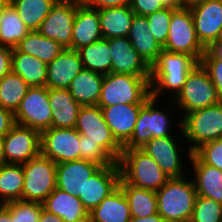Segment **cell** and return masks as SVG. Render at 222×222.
Here are the masks:
<instances>
[{
    "mask_svg": "<svg viewBox=\"0 0 222 222\" xmlns=\"http://www.w3.org/2000/svg\"><path fill=\"white\" fill-rule=\"evenodd\" d=\"M197 65L198 62L188 54L162 50L157 61L151 66V96L158 100L163 89L173 90V95L176 96L182 89L187 75Z\"/></svg>",
    "mask_w": 222,
    "mask_h": 222,
    "instance_id": "1",
    "label": "cell"
},
{
    "mask_svg": "<svg viewBox=\"0 0 222 222\" xmlns=\"http://www.w3.org/2000/svg\"><path fill=\"white\" fill-rule=\"evenodd\" d=\"M196 196L193 181L170 178L156 191L157 211L165 222H190Z\"/></svg>",
    "mask_w": 222,
    "mask_h": 222,
    "instance_id": "2",
    "label": "cell"
},
{
    "mask_svg": "<svg viewBox=\"0 0 222 222\" xmlns=\"http://www.w3.org/2000/svg\"><path fill=\"white\" fill-rule=\"evenodd\" d=\"M150 97V77L111 72L103 77L98 106L144 104Z\"/></svg>",
    "mask_w": 222,
    "mask_h": 222,
    "instance_id": "3",
    "label": "cell"
},
{
    "mask_svg": "<svg viewBox=\"0 0 222 222\" xmlns=\"http://www.w3.org/2000/svg\"><path fill=\"white\" fill-rule=\"evenodd\" d=\"M118 164L121 178L139 188L158 191L170 179L141 148L123 149Z\"/></svg>",
    "mask_w": 222,
    "mask_h": 222,
    "instance_id": "4",
    "label": "cell"
},
{
    "mask_svg": "<svg viewBox=\"0 0 222 222\" xmlns=\"http://www.w3.org/2000/svg\"><path fill=\"white\" fill-rule=\"evenodd\" d=\"M180 123L182 137L191 143L188 156L202 144L220 139L222 135V102L185 114Z\"/></svg>",
    "mask_w": 222,
    "mask_h": 222,
    "instance_id": "5",
    "label": "cell"
},
{
    "mask_svg": "<svg viewBox=\"0 0 222 222\" xmlns=\"http://www.w3.org/2000/svg\"><path fill=\"white\" fill-rule=\"evenodd\" d=\"M174 100L178 107L184 110V114L221 102L212 80L199 63L187 75L182 89L174 96Z\"/></svg>",
    "mask_w": 222,
    "mask_h": 222,
    "instance_id": "6",
    "label": "cell"
},
{
    "mask_svg": "<svg viewBox=\"0 0 222 222\" xmlns=\"http://www.w3.org/2000/svg\"><path fill=\"white\" fill-rule=\"evenodd\" d=\"M22 166L24 183L21 200L43 203L56 188V163L40 154Z\"/></svg>",
    "mask_w": 222,
    "mask_h": 222,
    "instance_id": "7",
    "label": "cell"
},
{
    "mask_svg": "<svg viewBox=\"0 0 222 222\" xmlns=\"http://www.w3.org/2000/svg\"><path fill=\"white\" fill-rule=\"evenodd\" d=\"M163 50L188 54L198 63L202 58L205 48L197 38L191 10L187 5L172 13L169 33Z\"/></svg>",
    "mask_w": 222,
    "mask_h": 222,
    "instance_id": "8",
    "label": "cell"
},
{
    "mask_svg": "<svg viewBox=\"0 0 222 222\" xmlns=\"http://www.w3.org/2000/svg\"><path fill=\"white\" fill-rule=\"evenodd\" d=\"M75 129L88 140L98 143L116 162L123 147L114 138L98 105L81 106Z\"/></svg>",
    "mask_w": 222,
    "mask_h": 222,
    "instance_id": "9",
    "label": "cell"
},
{
    "mask_svg": "<svg viewBox=\"0 0 222 222\" xmlns=\"http://www.w3.org/2000/svg\"><path fill=\"white\" fill-rule=\"evenodd\" d=\"M15 123L40 133L52 127L48 87H30L14 113Z\"/></svg>",
    "mask_w": 222,
    "mask_h": 222,
    "instance_id": "10",
    "label": "cell"
},
{
    "mask_svg": "<svg viewBox=\"0 0 222 222\" xmlns=\"http://www.w3.org/2000/svg\"><path fill=\"white\" fill-rule=\"evenodd\" d=\"M156 102L151 96L141 107L132 136L123 149L141 148L153 138L171 136L168 132L170 119L164 111L155 108Z\"/></svg>",
    "mask_w": 222,
    "mask_h": 222,
    "instance_id": "11",
    "label": "cell"
},
{
    "mask_svg": "<svg viewBox=\"0 0 222 222\" xmlns=\"http://www.w3.org/2000/svg\"><path fill=\"white\" fill-rule=\"evenodd\" d=\"M80 134L75 128L51 127L41 132V155L54 163L81 159Z\"/></svg>",
    "mask_w": 222,
    "mask_h": 222,
    "instance_id": "12",
    "label": "cell"
},
{
    "mask_svg": "<svg viewBox=\"0 0 222 222\" xmlns=\"http://www.w3.org/2000/svg\"><path fill=\"white\" fill-rule=\"evenodd\" d=\"M78 0H57L37 30L57 41L64 49H72V31Z\"/></svg>",
    "mask_w": 222,
    "mask_h": 222,
    "instance_id": "13",
    "label": "cell"
},
{
    "mask_svg": "<svg viewBox=\"0 0 222 222\" xmlns=\"http://www.w3.org/2000/svg\"><path fill=\"white\" fill-rule=\"evenodd\" d=\"M201 45L206 49L222 33V0H198L187 5Z\"/></svg>",
    "mask_w": 222,
    "mask_h": 222,
    "instance_id": "14",
    "label": "cell"
},
{
    "mask_svg": "<svg viewBox=\"0 0 222 222\" xmlns=\"http://www.w3.org/2000/svg\"><path fill=\"white\" fill-rule=\"evenodd\" d=\"M3 142L7 164H24L41 154V133L29 127L15 124Z\"/></svg>",
    "mask_w": 222,
    "mask_h": 222,
    "instance_id": "15",
    "label": "cell"
},
{
    "mask_svg": "<svg viewBox=\"0 0 222 222\" xmlns=\"http://www.w3.org/2000/svg\"><path fill=\"white\" fill-rule=\"evenodd\" d=\"M121 178L118 162L112 165L101 166L85 183L83 194L79 195L84 208L91 212L100 202L113 192Z\"/></svg>",
    "mask_w": 222,
    "mask_h": 222,
    "instance_id": "16",
    "label": "cell"
},
{
    "mask_svg": "<svg viewBox=\"0 0 222 222\" xmlns=\"http://www.w3.org/2000/svg\"><path fill=\"white\" fill-rule=\"evenodd\" d=\"M112 72L151 77V67L137 53L127 37L109 39Z\"/></svg>",
    "mask_w": 222,
    "mask_h": 222,
    "instance_id": "17",
    "label": "cell"
},
{
    "mask_svg": "<svg viewBox=\"0 0 222 222\" xmlns=\"http://www.w3.org/2000/svg\"><path fill=\"white\" fill-rule=\"evenodd\" d=\"M101 166L87 161L75 160L56 164V188L79 197L85 183Z\"/></svg>",
    "mask_w": 222,
    "mask_h": 222,
    "instance_id": "18",
    "label": "cell"
},
{
    "mask_svg": "<svg viewBox=\"0 0 222 222\" xmlns=\"http://www.w3.org/2000/svg\"><path fill=\"white\" fill-rule=\"evenodd\" d=\"M144 104H118L100 107L116 141L123 147L131 138Z\"/></svg>",
    "mask_w": 222,
    "mask_h": 222,
    "instance_id": "19",
    "label": "cell"
},
{
    "mask_svg": "<svg viewBox=\"0 0 222 222\" xmlns=\"http://www.w3.org/2000/svg\"><path fill=\"white\" fill-rule=\"evenodd\" d=\"M47 87L68 89L72 80L84 69L77 50L65 48L53 61L47 64Z\"/></svg>",
    "mask_w": 222,
    "mask_h": 222,
    "instance_id": "20",
    "label": "cell"
},
{
    "mask_svg": "<svg viewBox=\"0 0 222 222\" xmlns=\"http://www.w3.org/2000/svg\"><path fill=\"white\" fill-rule=\"evenodd\" d=\"M173 138L172 136L153 138L141 149L152 157L170 178H180L185 174H183V164L179 157L181 155L178 153L179 150Z\"/></svg>",
    "mask_w": 222,
    "mask_h": 222,
    "instance_id": "21",
    "label": "cell"
},
{
    "mask_svg": "<svg viewBox=\"0 0 222 222\" xmlns=\"http://www.w3.org/2000/svg\"><path fill=\"white\" fill-rule=\"evenodd\" d=\"M101 39L103 36L99 24V10L78 0L72 31V49L78 50Z\"/></svg>",
    "mask_w": 222,
    "mask_h": 222,
    "instance_id": "22",
    "label": "cell"
},
{
    "mask_svg": "<svg viewBox=\"0 0 222 222\" xmlns=\"http://www.w3.org/2000/svg\"><path fill=\"white\" fill-rule=\"evenodd\" d=\"M127 38L150 67L157 61L163 50V47L158 44L151 34L146 16L134 15Z\"/></svg>",
    "mask_w": 222,
    "mask_h": 222,
    "instance_id": "23",
    "label": "cell"
},
{
    "mask_svg": "<svg viewBox=\"0 0 222 222\" xmlns=\"http://www.w3.org/2000/svg\"><path fill=\"white\" fill-rule=\"evenodd\" d=\"M43 208L59 216L64 222H89V212L81 200L58 188L45 199Z\"/></svg>",
    "mask_w": 222,
    "mask_h": 222,
    "instance_id": "24",
    "label": "cell"
},
{
    "mask_svg": "<svg viewBox=\"0 0 222 222\" xmlns=\"http://www.w3.org/2000/svg\"><path fill=\"white\" fill-rule=\"evenodd\" d=\"M48 98L52 108V127L75 128L81 105L69 90L48 88Z\"/></svg>",
    "mask_w": 222,
    "mask_h": 222,
    "instance_id": "25",
    "label": "cell"
},
{
    "mask_svg": "<svg viewBox=\"0 0 222 222\" xmlns=\"http://www.w3.org/2000/svg\"><path fill=\"white\" fill-rule=\"evenodd\" d=\"M129 202L120 186L89 212V222H129Z\"/></svg>",
    "mask_w": 222,
    "mask_h": 222,
    "instance_id": "26",
    "label": "cell"
},
{
    "mask_svg": "<svg viewBox=\"0 0 222 222\" xmlns=\"http://www.w3.org/2000/svg\"><path fill=\"white\" fill-rule=\"evenodd\" d=\"M190 160L195 172L193 183L197 195L222 204V170L204 164L194 153Z\"/></svg>",
    "mask_w": 222,
    "mask_h": 222,
    "instance_id": "27",
    "label": "cell"
},
{
    "mask_svg": "<svg viewBox=\"0 0 222 222\" xmlns=\"http://www.w3.org/2000/svg\"><path fill=\"white\" fill-rule=\"evenodd\" d=\"M135 13L130 6L99 10V24L103 39L127 37Z\"/></svg>",
    "mask_w": 222,
    "mask_h": 222,
    "instance_id": "28",
    "label": "cell"
},
{
    "mask_svg": "<svg viewBox=\"0 0 222 222\" xmlns=\"http://www.w3.org/2000/svg\"><path fill=\"white\" fill-rule=\"evenodd\" d=\"M12 72L19 75L29 87L47 86V64L40 59L13 48Z\"/></svg>",
    "mask_w": 222,
    "mask_h": 222,
    "instance_id": "29",
    "label": "cell"
},
{
    "mask_svg": "<svg viewBox=\"0 0 222 222\" xmlns=\"http://www.w3.org/2000/svg\"><path fill=\"white\" fill-rule=\"evenodd\" d=\"M104 75L83 69L70 83L68 90L81 106L98 105Z\"/></svg>",
    "mask_w": 222,
    "mask_h": 222,
    "instance_id": "30",
    "label": "cell"
},
{
    "mask_svg": "<svg viewBox=\"0 0 222 222\" xmlns=\"http://www.w3.org/2000/svg\"><path fill=\"white\" fill-rule=\"evenodd\" d=\"M15 48L46 64L53 61L64 50L57 41L41 35L37 30L30 31Z\"/></svg>",
    "mask_w": 222,
    "mask_h": 222,
    "instance_id": "31",
    "label": "cell"
},
{
    "mask_svg": "<svg viewBox=\"0 0 222 222\" xmlns=\"http://www.w3.org/2000/svg\"><path fill=\"white\" fill-rule=\"evenodd\" d=\"M119 186L129 202L132 217L143 218L158 213L156 191L128 184L122 178H120Z\"/></svg>",
    "mask_w": 222,
    "mask_h": 222,
    "instance_id": "32",
    "label": "cell"
},
{
    "mask_svg": "<svg viewBox=\"0 0 222 222\" xmlns=\"http://www.w3.org/2000/svg\"><path fill=\"white\" fill-rule=\"evenodd\" d=\"M84 69L106 75L112 72V58L109 39H101L77 50Z\"/></svg>",
    "mask_w": 222,
    "mask_h": 222,
    "instance_id": "33",
    "label": "cell"
},
{
    "mask_svg": "<svg viewBox=\"0 0 222 222\" xmlns=\"http://www.w3.org/2000/svg\"><path fill=\"white\" fill-rule=\"evenodd\" d=\"M29 32L17 10L9 2L0 17V45L15 48Z\"/></svg>",
    "mask_w": 222,
    "mask_h": 222,
    "instance_id": "34",
    "label": "cell"
},
{
    "mask_svg": "<svg viewBox=\"0 0 222 222\" xmlns=\"http://www.w3.org/2000/svg\"><path fill=\"white\" fill-rule=\"evenodd\" d=\"M30 31L40 28L57 0H9Z\"/></svg>",
    "mask_w": 222,
    "mask_h": 222,
    "instance_id": "35",
    "label": "cell"
},
{
    "mask_svg": "<svg viewBox=\"0 0 222 222\" xmlns=\"http://www.w3.org/2000/svg\"><path fill=\"white\" fill-rule=\"evenodd\" d=\"M24 183L22 164H5L0 166L1 204L21 200Z\"/></svg>",
    "mask_w": 222,
    "mask_h": 222,
    "instance_id": "36",
    "label": "cell"
},
{
    "mask_svg": "<svg viewBox=\"0 0 222 222\" xmlns=\"http://www.w3.org/2000/svg\"><path fill=\"white\" fill-rule=\"evenodd\" d=\"M30 87L12 71L0 80V107L16 112Z\"/></svg>",
    "mask_w": 222,
    "mask_h": 222,
    "instance_id": "37",
    "label": "cell"
},
{
    "mask_svg": "<svg viewBox=\"0 0 222 222\" xmlns=\"http://www.w3.org/2000/svg\"><path fill=\"white\" fill-rule=\"evenodd\" d=\"M190 222H222V204L197 195Z\"/></svg>",
    "mask_w": 222,
    "mask_h": 222,
    "instance_id": "38",
    "label": "cell"
},
{
    "mask_svg": "<svg viewBox=\"0 0 222 222\" xmlns=\"http://www.w3.org/2000/svg\"><path fill=\"white\" fill-rule=\"evenodd\" d=\"M10 209L12 222H38L43 203L31 201H11L5 203Z\"/></svg>",
    "mask_w": 222,
    "mask_h": 222,
    "instance_id": "39",
    "label": "cell"
},
{
    "mask_svg": "<svg viewBox=\"0 0 222 222\" xmlns=\"http://www.w3.org/2000/svg\"><path fill=\"white\" fill-rule=\"evenodd\" d=\"M175 10L176 9L173 8H164L146 16L151 34L162 47L165 46L169 33V25L172 18V13Z\"/></svg>",
    "mask_w": 222,
    "mask_h": 222,
    "instance_id": "40",
    "label": "cell"
},
{
    "mask_svg": "<svg viewBox=\"0 0 222 222\" xmlns=\"http://www.w3.org/2000/svg\"><path fill=\"white\" fill-rule=\"evenodd\" d=\"M81 160L93 162L99 166H108L116 161L96 142L88 140L86 135H80Z\"/></svg>",
    "mask_w": 222,
    "mask_h": 222,
    "instance_id": "41",
    "label": "cell"
},
{
    "mask_svg": "<svg viewBox=\"0 0 222 222\" xmlns=\"http://www.w3.org/2000/svg\"><path fill=\"white\" fill-rule=\"evenodd\" d=\"M204 164L222 170V140L202 144L193 152Z\"/></svg>",
    "mask_w": 222,
    "mask_h": 222,
    "instance_id": "42",
    "label": "cell"
},
{
    "mask_svg": "<svg viewBox=\"0 0 222 222\" xmlns=\"http://www.w3.org/2000/svg\"><path fill=\"white\" fill-rule=\"evenodd\" d=\"M199 64L204 68L209 78L212 80L222 102V60L200 59Z\"/></svg>",
    "mask_w": 222,
    "mask_h": 222,
    "instance_id": "43",
    "label": "cell"
},
{
    "mask_svg": "<svg viewBox=\"0 0 222 222\" xmlns=\"http://www.w3.org/2000/svg\"><path fill=\"white\" fill-rule=\"evenodd\" d=\"M130 7L135 14L141 16H147L165 8L160 0H132Z\"/></svg>",
    "mask_w": 222,
    "mask_h": 222,
    "instance_id": "44",
    "label": "cell"
},
{
    "mask_svg": "<svg viewBox=\"0 0 222 222\" xmlns=\"http://www.w3.org/2000/svg\"><path fill=\"white\" fill-rule=\"evenodd\" d=\"M13 48L0 45V80L12 71Z\"/></svg>",
    "mask_w": 222,
    "mask_h": 222,
    "instance_id": "45",
    "label": "cell"
},
{
    "mask_svg": "<svg viewBox=\"0 0 222 222\" xmlns=\"http://www.w3.org/2000/svg\"><path fill=\"white\" fill-rule=\"evenodd\" d=\"M86 5L95 8H113L120 6H130L132 0H82Z\"/></svg>",
    "mask_w": 222,
    "mask_h": 222,
    "instance_id": "46",
    "label": "cell"
},
{
    "mask_svg": "<svg viewBox=\"0 0 222 222\" xmlns=\"http://www.w3.org/2000/svg\"><path fill=\"white\" fill-rule=\"evenodd\" d=\"M15 124L14 113L0 107V136L4 137Z\"/></svg>",
    "mask_w": 222,
    "mask_h": 222,
    "instance_id": "47",
    "label": "cell"
},
{
    "mask_svg": "<svg viewBox=\"0 0 222 222\" xmlns=\"http://www.w3.org/2000/svg\"><path fill=\"white\" fill-rule=\"evenodd\" d=\"M201 59H220L222 60V40L211 43L206 49Z\"/></svg>",
    "mask_w": 222,
    "mask_h": 222,
    "instance_id": "48",
    "label": "cell"
},
{
    "mask_svg": "<svg viewBox=\"0 0 222 222\" xmlns=\"http://www.w3.org/2000/svg\"><path fill=\"white\" fill-rule=\"evenodd\" d=\"M38 222H64L62 218L42 208Z\"/></svg>",
    "mask_w": 222,
    "mask_h": 222,
    "instance_id": "49",
    "label": "cell"
},
{
    "mask_svg": "<svg viewBox=\"0 0 222 222\" xmlns=\"http://www.w3.org/2000/svg\"><path fill=\"white\" fill-rule=\"evenodd\" d=\"M129 222H165L159 213L152 214L148 217H132Z\"/></svg>",
    "mask_w": 222,
    "mask_h": 222,
    "instance_id": "50",
    "label": "cell"
},
{
    "mask_svg": "<svg viewBox=\"0 0 222 222\" xmlns=\"http://www.w3.org/2000/svg\"><path fill=\"white\" fill-rule=\"evenodd\" d=\"M165 8L180 9L185 6L183 0H160Z\"/></svg>",
    "mask_w": 222,
    "mask_h": 222,
    "instance_id": "51",
    "label": "cell"
},
{
    "mask_svg": "<svg viewBox=\"0 0 222 222\" xmlns=\"http://www.w3.org/2000/svg\"><path fill=\"white\" fill-rule=\"evenodd\" d=\"M0 222H12L10 209L5 205H0Z\"/></svg>",
    "mask_w": 222,
    "mask_h": 222,
    "instance_id": "52",
    "label": "cell"
},
{
    "mask_svg": "<svg viewBox=\"0 0 222 222\" xmlns=\"http://www.w3.org/2000/svg\"><path fill=\"white\" fill-rule=\"evenodd\" d=\"M3 147H4L3 137L0 136V166L7 164Z\"/></svg>",
    "mask_w": 222,
    "mask_h": 222,
    "instance_id": "53",
    "label": "cell"
},
{
    "mask_svg": "<svg viewBox=\"0 0 222 222\" xmlns=\"http://www.w3.org/2000/svg\"><path fill=\"white\" fill-rule=\"evenodd\" d=\"M9 0H0V17L3 12V9L7 6Z\"/></svg>",
    "mask_w": 222,
    "mask_h": 222,
    "instance_id": "54",
    "label": "cell"
},
{
    "mask_svg": "<svg viewBox=\"0 0 222 222\" xmlns=\"http://www.w3.org/2000/svg\"><path fill=\"white\" fill-rule=\"evenodd\" d=\"M195 1H198V0H185V5H189L190 3H193Z\"/></svg>",
    "mask_w": 222,
    "mask_h": 222,
    "instance_id": "55",
    "label": "cell"
}]
</instances>
